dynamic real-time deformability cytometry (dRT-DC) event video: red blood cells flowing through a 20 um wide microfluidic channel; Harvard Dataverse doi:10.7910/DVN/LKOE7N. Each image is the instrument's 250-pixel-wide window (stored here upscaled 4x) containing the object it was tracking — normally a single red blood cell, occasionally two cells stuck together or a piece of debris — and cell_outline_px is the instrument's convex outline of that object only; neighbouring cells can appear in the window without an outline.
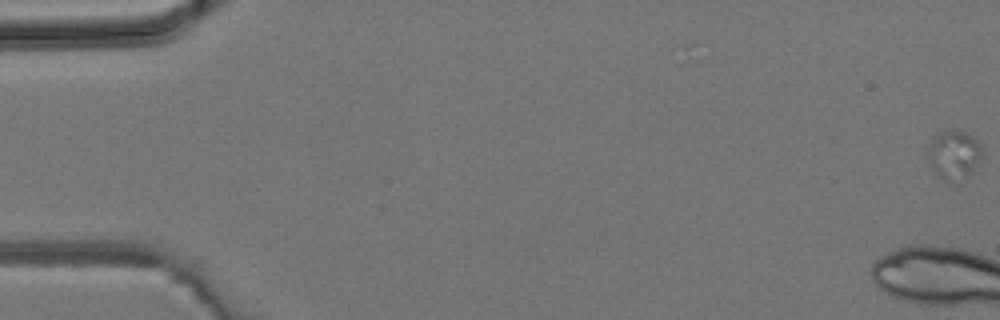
{"species": "common noctule bat (a hibernating species)", "species_latin": "Nyctalus noctula", "temperature_condition": "room temperature", "stored_images_in_passage": 6, "camera_frame_rate_fps": 3000, "um_per_image_px": 0.085, "animal": {"sex": "male", "body_mass_g": 19.2, "forearm_length_mm": 51.8}, "frame": {"image": 1, "passage_image": 1, "time_ms": 0.0, "image_size_px": [1000, 320], "cell_outline_px": [[984, 156], [968, 172], [948, 180], [944, 180], [932, 168], [928, 156], [928, 148], [932, 136], [940, 132], [952, 128], [968, 132], [980, 144]], "centroid_in_image_um": [81.07, 13.01], "position_along_channel_um": 3.9, "area_um2": 14.91}}